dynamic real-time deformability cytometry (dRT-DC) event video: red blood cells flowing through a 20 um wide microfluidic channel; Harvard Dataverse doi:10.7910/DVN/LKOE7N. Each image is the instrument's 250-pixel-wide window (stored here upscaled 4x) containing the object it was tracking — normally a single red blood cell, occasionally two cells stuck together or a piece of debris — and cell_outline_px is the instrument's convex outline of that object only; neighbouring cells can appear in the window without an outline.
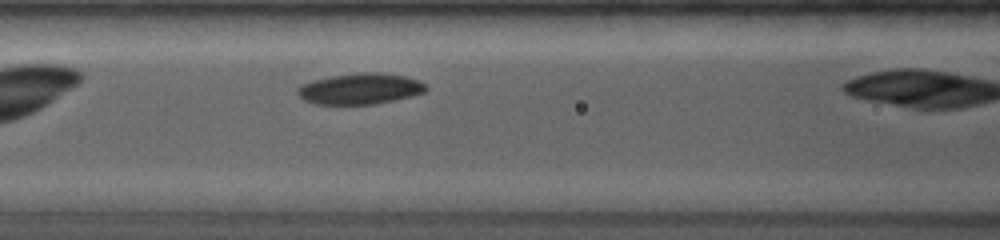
{"species": "common noctule bat (a hibernating species)", "species_latin": "Nyctalus noctula", "temperature_condition": "room temperature", "stored_images_in_passage": 15, "camera_frame_rate_fps": 4000, "um_per_image_px": 0.085, "animal": {"sex": "female", "body_mass_g": 19.0, "forearm_length_mm": 53.3}, "frame": {"image": 1, "passage_image": 3, "time_ms": 0.75, "image_size_px": [1000, 240], "cell_outline_px": [[428, 88], [424, 92], [412, 96], [376, 104], [316, 104], [304, 100], [296, 92], [296, 88], [312, 80], [332, 76], [364, 72], [372, 72], [404, 76], [416, 80], [424, 84]], "centroid_in_image_um": [30.59, 7.55], "position_along_channel_um": 136.0, "area_um2": 22.89}}